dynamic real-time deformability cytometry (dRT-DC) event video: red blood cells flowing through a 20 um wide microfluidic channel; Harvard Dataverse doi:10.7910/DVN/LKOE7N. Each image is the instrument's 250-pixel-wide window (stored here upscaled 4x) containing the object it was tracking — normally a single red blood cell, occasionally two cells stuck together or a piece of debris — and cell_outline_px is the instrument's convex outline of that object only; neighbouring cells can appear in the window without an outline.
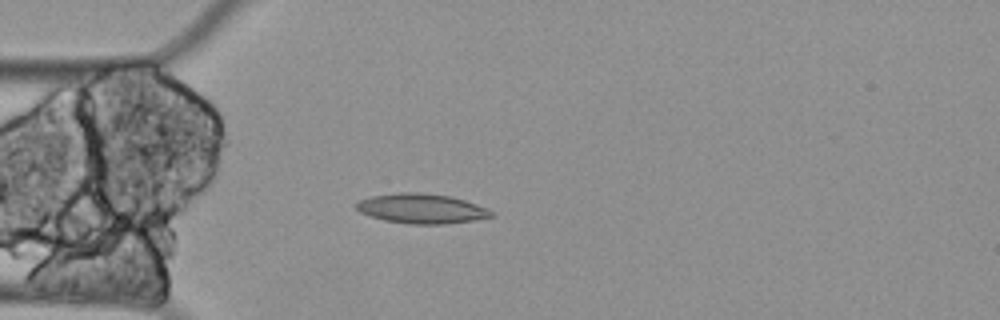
{"species": "Egyptian fruit bat (a non-hibernating species)", "species_latin": "Rousettus aegyptiacus", "temperature_condition": "cold", "stored_images_in_passage": 60, "camera_frame_rate_fps": 3000, "um_per_image_px": 0.085, "animal": {"sex": "female"}, "frame": {"image": 1, "passage_image": 16, "time_ms": 5.0, "image_size_px": [1000, 320], "cell_outline_px": [[496, 216], [472, 220], [444, 224], [408, 224], [384, 220], [360, 212], [352, 204], [360, 200], [372, 196], [400, 192], [420, 192], [452, 196], [476, 204], [492, 212]], "centroid_in_image_um": [35.8, 17.72], "position_along_channel_um": 49.2, "area_um2": 23.35}}
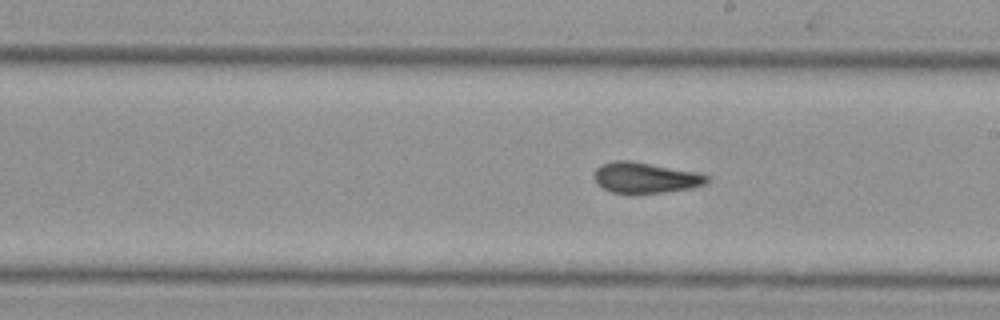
{"frame": {"image": 2, "passage_image": 33, "time_ms": 10.667, "image_size_px": [1000, 320], "cell_outline_px": [[708, 180], [704, 184], [692, 188], [664, 192], [612, 192], [596, 184], [596, 168], [600, 164], [612, 160], [628, 160], [696, 172], [708, 176]], "centroid_in_image_um": [54.84, 15.09], "position_along_channel_um": 234.2, "area_um2": 19.71}}
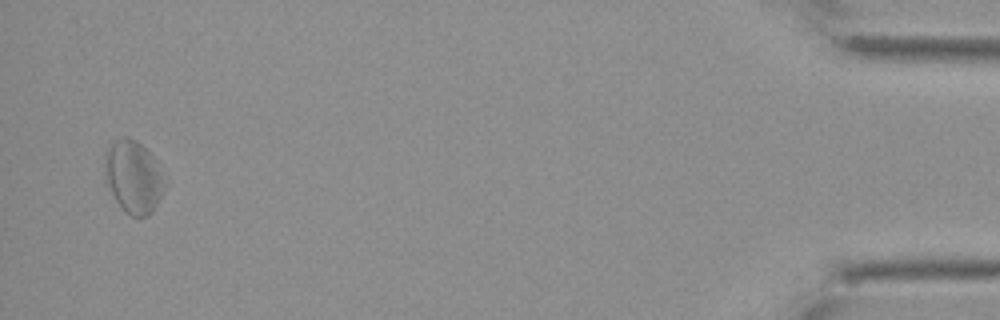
{"frame": {"image": 3, "passage_image": 58, "time_ms": 19.0, "image_size_px": [1000, 320], "cell_outline_px": [[168, 184], [152, 212], [148, 216], [132, 216], [124, 212], [116, 200], [104, 180], [104, 156], [108, 144], [124, 136], [128, 136], [136, 140], [148, 152]], "centroid_in_image_um": [11.3, 15.04], "position_along_channel_um": 423.9, "area_um2": 25.43}}